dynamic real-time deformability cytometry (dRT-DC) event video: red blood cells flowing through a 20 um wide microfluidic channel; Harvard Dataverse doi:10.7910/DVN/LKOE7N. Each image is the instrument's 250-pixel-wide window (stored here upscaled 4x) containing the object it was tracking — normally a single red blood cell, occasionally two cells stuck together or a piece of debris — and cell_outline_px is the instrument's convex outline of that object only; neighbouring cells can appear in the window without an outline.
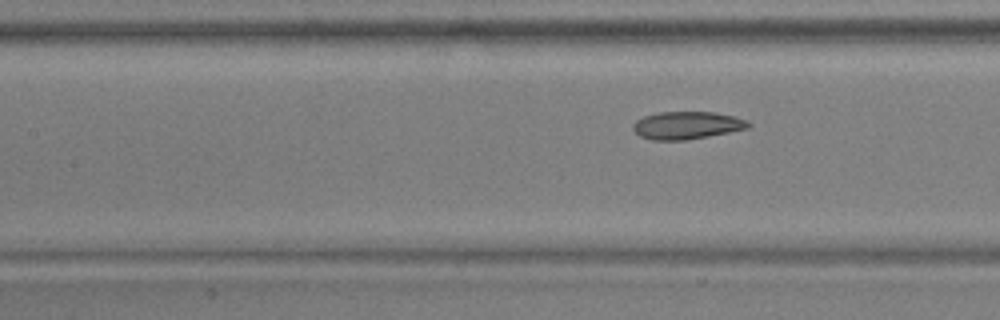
{"species": "common noctule bat (a hibernating species)", "species_latin": "Nyctalus noctula", "temperature_condition": "warm", "stored_images_in_passage": 6, "segment_of_instrument_passage": [2, 2], "camera_frame_rate_fps": 3000, "um_per_image_px": 0.085, "animal": {"sex": "male", "body_mass_g": 17.9, "forearm_length_mm": 54.2}, "frame": {"image": 1, "passage_image": 6, "time_ms": 1.667, "image_size_px": [1000, 320], "cell_outline_px": [[752, 124], [748, 128], [708, 136], [684, 140], [652, 140], [640, 136], [632, 128], [632, 124], [636, 120], [644, 116], [660, 112], [712, 112], [732, 116], [748, 120]], "centroid_in_image_um": [58.37, 10.65], "position_along_channel_um": 149.0, "area_um2": 18.44}}